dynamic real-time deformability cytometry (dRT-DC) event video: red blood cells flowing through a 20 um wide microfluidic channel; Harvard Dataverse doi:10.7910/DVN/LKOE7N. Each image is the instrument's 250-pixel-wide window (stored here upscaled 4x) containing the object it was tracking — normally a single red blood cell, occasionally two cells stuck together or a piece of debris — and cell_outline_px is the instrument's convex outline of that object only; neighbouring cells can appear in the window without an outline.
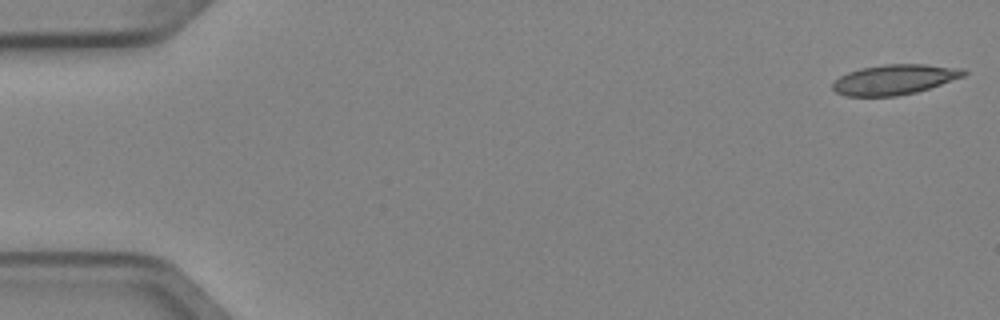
{"species": "Egyptian fruit bat (a non-hibernating species)", "species_latin": "Rousettus aegyptiacus", "temperature_condition": "cold", "stored_images_in_passage": 5, "camera_frame_rate_fps": 3000, "um_per_image_px": 0.085, "animal": {"sex": "female"}, "frame": {"image": 1, "passage_image": 1, "time_ms": 0.0, "image_size_px": [1000, 320], "cell_outline_px": [[968, 72], [964, 76], [916, 92], [896, 96], [844, 96], [836, 92], [832, 88], [832, 84], [840, 76], [848, 72], [860, 68], [884, 64], [924, 64], [964, 68]], "centroid_in_image_um": [76.03, 6.75], "position_along_channel_um": 9.0, "area_um2": 22.95}}
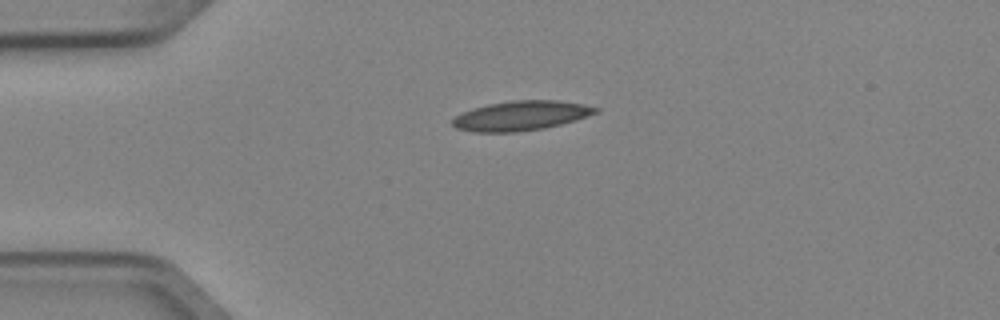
{"frame": {"image": 2, "passage_image": 4, "time_ms": 1.0, "image_size_px": [1000, 320], "cell_outline_px": [[600, 108], [596, 112], [576, 120], [544, 128], [512, 132], [472, 132], [456, 128], [452, 124], [452, 120], [456, 116], [472, 108], [488, 104], [512, 100], [560, 100], [584, 104]], "centroid_in_image_um": [44.27, 9.83], "position_along_channel_um": 40.7, "area_um2": 24.57}}